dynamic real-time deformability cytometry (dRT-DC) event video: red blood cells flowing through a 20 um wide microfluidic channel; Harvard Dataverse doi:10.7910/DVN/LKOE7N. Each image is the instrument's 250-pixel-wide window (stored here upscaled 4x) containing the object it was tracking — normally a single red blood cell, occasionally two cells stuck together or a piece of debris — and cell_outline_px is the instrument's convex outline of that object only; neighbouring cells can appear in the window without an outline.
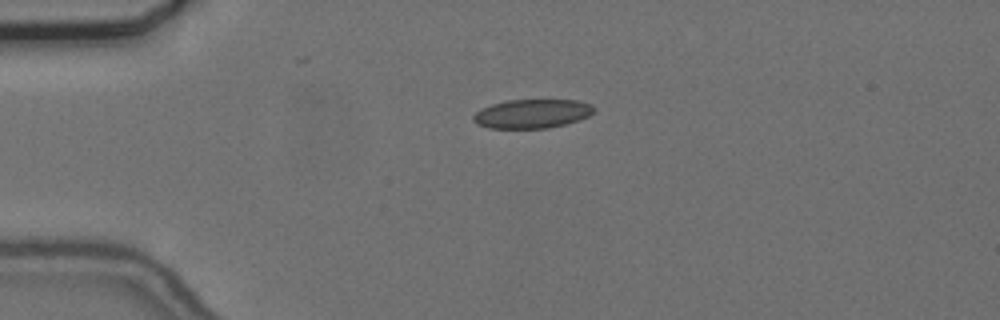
{"species": "common noctule bat (a hibernating species)", "species_latin": "Nyctalus noctula", "temperature_condition": "cold", "stored_images_in_passage": 4, "camera_frame_rate_fps": 3000, "um_per_image_px": 0.085, "animal": {"sex": "female", "body_mass_g": 24.6, "forearm_length_mm": 56.2}, "frame": {"image": 1, "passage_image": 1, "time_ms": 0.0, "image_size_px": [1000, 320], "cell_outline_px": [[596, 108], [588, 116], [564, 124], [548, 128], [488, 128], [476, 124], [472, 120], [472, 116], [476, 112], [492, 104], [508, 100], [576, 100], [592, 104]], "centroid_in_image_um": [45.21, 9.66], "position_along_channel_um": 39.8, "area_um2": 20.23}}